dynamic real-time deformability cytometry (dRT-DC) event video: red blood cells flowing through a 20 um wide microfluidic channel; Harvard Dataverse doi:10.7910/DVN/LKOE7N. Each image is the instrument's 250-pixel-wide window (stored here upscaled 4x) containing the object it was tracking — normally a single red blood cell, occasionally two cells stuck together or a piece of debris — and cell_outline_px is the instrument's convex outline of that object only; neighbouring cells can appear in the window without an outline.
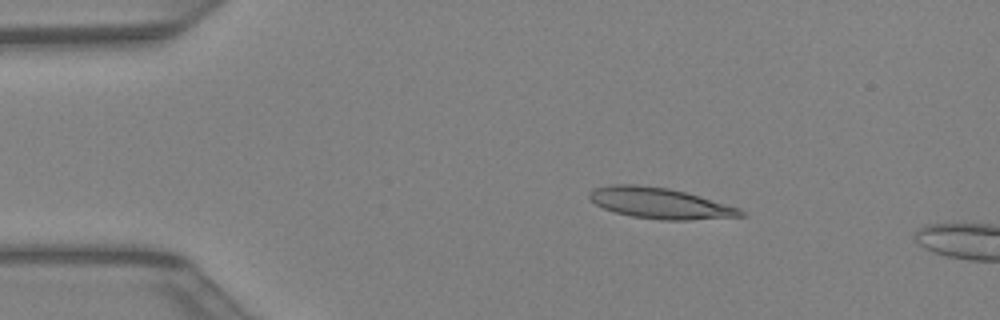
{"species": "Egyptian fruit bat (a non-hibernating species)", "species_latin": "Rousettus aegyptiacus", "temperature_condition": "warm", "stored_images_in_passage": 4, "camera_frame_rate_fps": 3000, "um_per_image_px": 0.085, "animal": {"sex": "female"}, "frame": {"image": 1, "passage_image": 1, "time_ms": 0.0, "image_size_px": [1000, 320], "cell_outline_px": [[748, 216], [688, 220], [664, 220], [632, 216], [616, 212], [604, 208], [596, 204], [588, 196], [588, 192], [596, 188], [612, 184], [636, 184], [668, 188], [700, 196], [740, 208]], "centroid_in_image_um": [56.13, 17.27], "position_along_channel_um": 28.9, "area_um2": 27.05}}